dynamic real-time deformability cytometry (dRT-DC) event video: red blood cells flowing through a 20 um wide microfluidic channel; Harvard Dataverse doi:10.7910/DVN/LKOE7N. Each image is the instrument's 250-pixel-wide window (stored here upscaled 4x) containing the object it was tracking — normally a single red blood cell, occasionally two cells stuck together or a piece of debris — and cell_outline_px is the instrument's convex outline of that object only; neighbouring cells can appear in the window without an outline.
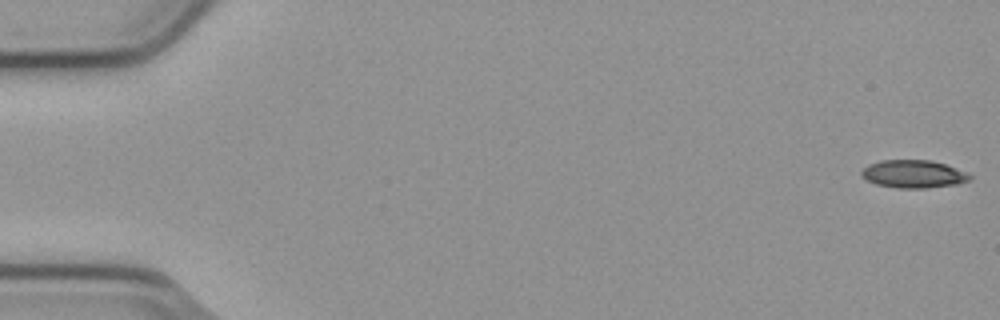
{"species": "common noctule bat (a hibernating species)", "species_latin": "Nyctalus noctula", "temperature_condition": "cold", "stored_images_in_passage": 51, "camera_frame_rate_fps": 3000, "um_per_image_px": 0.085, "animal": {"sex": "male", "body_mass_g": 23.1, "forearm_length_mm": 52.7}, "frame": {"image": 1, "passage_image": 1, "time_ms": 0.0, "image_size_px": [1000, 320], "cell_outline_px": [[972, 176], [968, 180], [956, 184], [928, 188], [896, 188], [876, 184], [860, 176], [860, 172], [868, 164], [880, 160], [932, 160], [968, 172]], "centroid_in_image_um": [77.62, 14.79], "position_along_channel_um": 7.4, "area_um2": 17.63}}
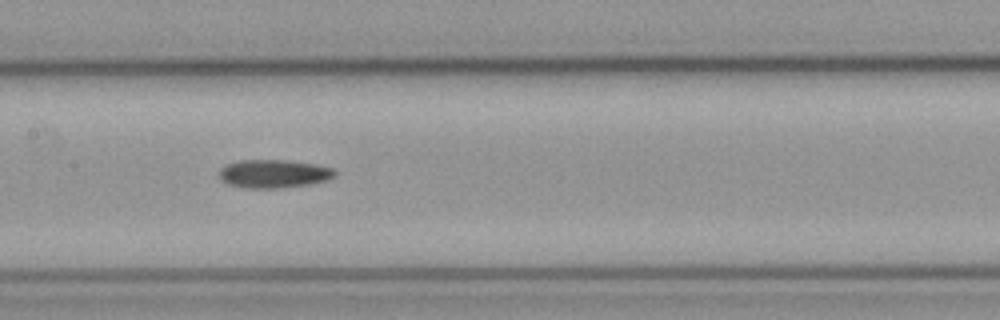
{"frame": {"image": 2, "passage_image": 27, "time_ms": 8.667, "image_size_px": [1000, 320], "cell_outline_px": [[336, 176], [328, 180], [308, 184], [276, 188], [240, 188], [228, 184], [220, 180], [220, 168], [228, 164], [240, 160], [284, 160], [316, 164], [332, 168], [336, 172]], "centroid_in_image_um": [23.26, 14.77], "position_along_channel_um": 184.1, "area_um2": 19.07}}
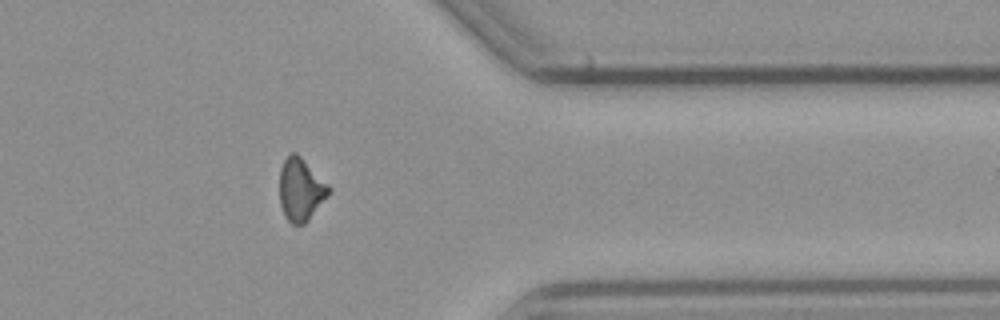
{"frame": {"image": 3, "passage_image": 44, "time_ms": 14.333, "image_size_px": [1000, 320], "cell_outline_px": [[332, 188], [328, 196], [308, 220], [304, 224], [292, 224], [284, 216], [280, 204], [280, 168], [284, 160], [292, 152], [296, 152]], "centroid_in_image_um": [25.56, 16.12], "position_along_channel_um": 385.8, "area_um2": 17.86}}